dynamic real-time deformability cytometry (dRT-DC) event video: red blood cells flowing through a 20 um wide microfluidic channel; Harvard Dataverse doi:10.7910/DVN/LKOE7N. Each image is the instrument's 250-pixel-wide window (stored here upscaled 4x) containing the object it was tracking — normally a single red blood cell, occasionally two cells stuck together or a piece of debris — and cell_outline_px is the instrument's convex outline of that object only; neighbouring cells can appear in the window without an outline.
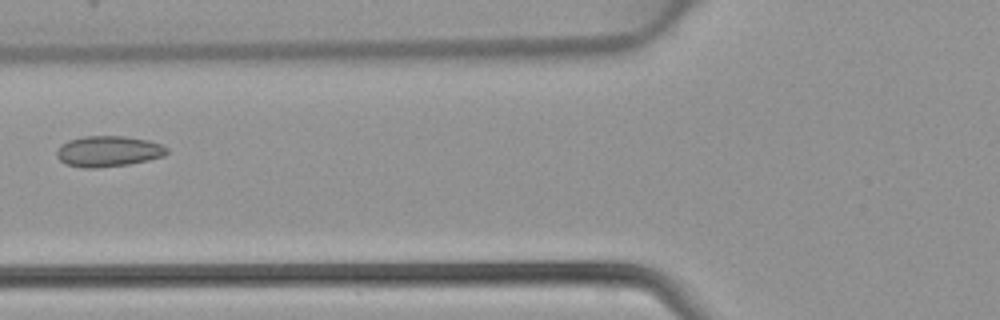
{"species": "common noctule bat (a hibernating species)", "species_latin": "Nyctalus noctula", "temperature_condition": "warm", "stored_images_in_passage": 4, "camera_frame_rate_fps": 3000, "um_per_image_px": 0.085, "animal": {"sex": "female", "body_mass_g": 22.7, "forearm_length_mm": 54.2}, "frame": {"image": 1, "passage_image": 4, "time_ms": 1.0, "image_size_px": [1000, 320], "cell_outline_px": [[168, 152], [164, 156], [148, 160], [128, 164], [96, 168], [84, 168], [64, 164], [56, 156], [56, 152], [60, 144], [68, 140], [84, 136], [124, 136], [148, 140], [160, 144], [168, 148]], "centroid_in_image_um": [9.18, 12.86], "position_along_channel_um": 116.6, "area_um2": 19.88}}